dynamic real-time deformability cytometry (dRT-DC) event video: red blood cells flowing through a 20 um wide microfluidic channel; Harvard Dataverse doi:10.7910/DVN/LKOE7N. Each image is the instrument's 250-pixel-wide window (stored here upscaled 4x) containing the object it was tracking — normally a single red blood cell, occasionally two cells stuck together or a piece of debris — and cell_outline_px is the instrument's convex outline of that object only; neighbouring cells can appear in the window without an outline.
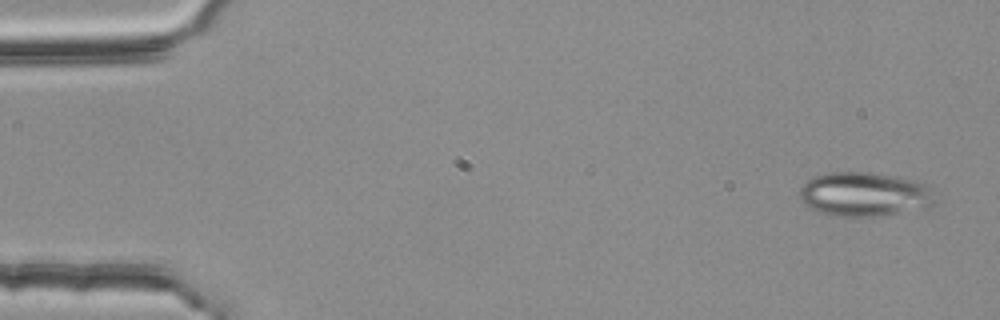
{"species": "common noctule bat (a hibernating species)", "species_latin": "Nyctalus noctula", "temperature_condition": "room temperature", "stored_images_in_passage": 6, "camera_frame_rate_fps": 3000, "um_per_image_px": 0.085, "animal": {"sex": "female", "body_mass_g": 25.1}, "frame": {"image": 1, "passage_image": 1, "time_ms": 0.0, "image_size_px": [1000, 320], "cell_outline_px": [[940, 204], [932, 208], [876, 216], [836, 216], [816, 212], [804, 204], [800, 200], [800, 188], [812, 176], [828, 172], [868, 172], [924, 180], [932, 184]], "centroid_in_image_um": [73.64, 16.51], "position_along_channel_um": 11.4, "area_um2": 36.36}}
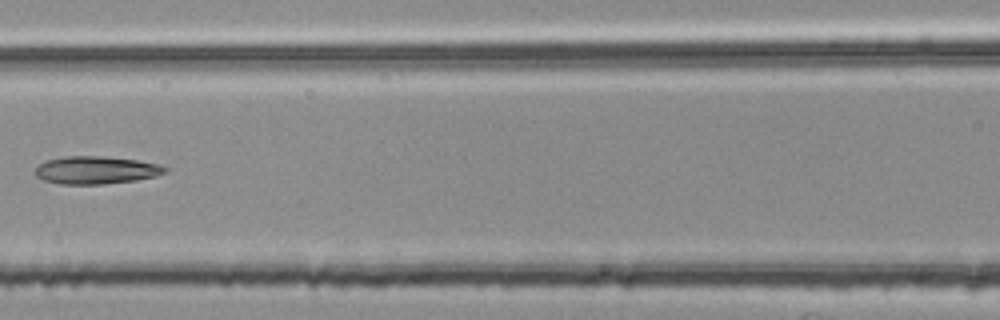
{"frame": {"image": 2, "passage_image": 6, "time_ms": 1.667, "image_size_px": [1000, 320], "cell_outline_px": [[168, 172], [156, 176], [136, 180], [104, 184], [60, 184], [44, 180], [36, 176], [36, 168], [44, 160], [64, 156], [100, 156], [136, 160], [160, 164], [168, 168]], "centroid_in_image_um": [8.18, 14.46], "position_along_channel_um": 158.4, "area_um2": 21.04}}